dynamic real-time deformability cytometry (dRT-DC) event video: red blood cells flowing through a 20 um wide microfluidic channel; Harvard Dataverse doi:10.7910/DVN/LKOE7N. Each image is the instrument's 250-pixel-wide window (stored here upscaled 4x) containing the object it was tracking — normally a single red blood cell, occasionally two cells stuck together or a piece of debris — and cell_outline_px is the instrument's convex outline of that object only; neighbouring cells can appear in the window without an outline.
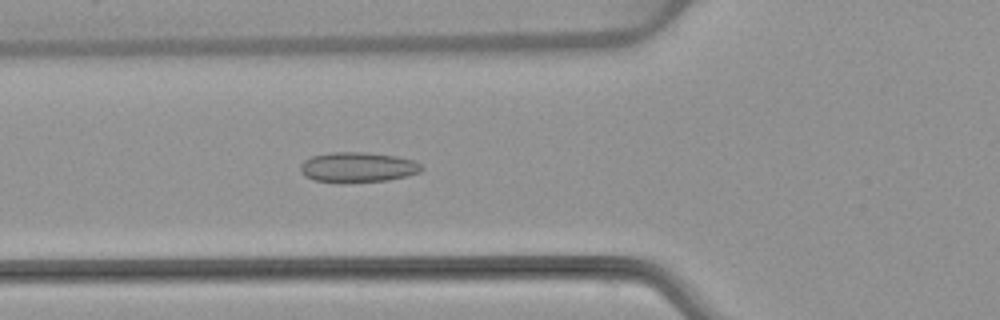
{"species": "common noctule bat (a hibernating species)", "species_latin": "Nyctalus noctula", "temperature_condition": "warm", "stored_images_in_passage": 54, "camera_frame_rate_fps": 3000, "um_per_image_px": 0.085, "animal": {"sex": "female", "body_mass_g": 22.7, "forearm_length_mm": 54.2}, "frame": {"image": 1, "passage_image": 19, "time_ms": 6.0, "image_size_px": [1000, 320], "cell_outline_px": [[424, 168], [420, 172], [408, 176], [388, 180], [348, 184], [340, 184], [312, 180], [304, 176], [300, 172], [300, 164], [304, 160], [312, 156], [328, 152], [364, 152], [396, 156], [412, 160], [420, 164]], "centroid_in_image_um": [30.36, 14.24], "position_along_channel_um": 95.4, "area_um2": 21.91}}
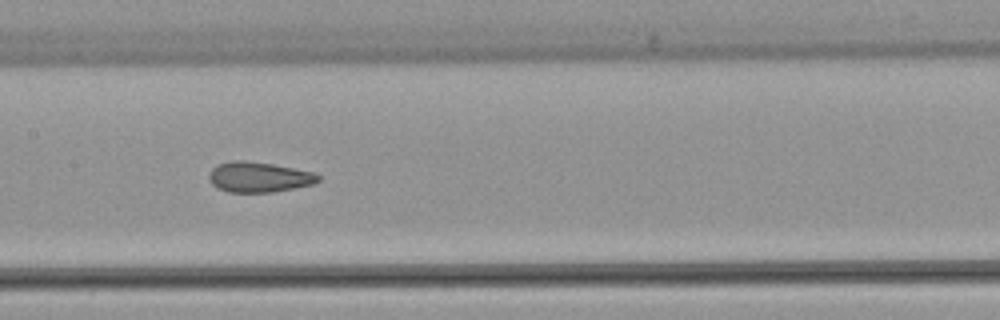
{"frame": {"image": 2, "passage_image": 26, "time_ms": 8.333, "image_size_px": [1000, 320], "cell_outline_px": [[320, 180], [312, 184], [272, 192], [228, 192], [212, 184], [208, 176], [212, 168], [216, 164], [232, 160], [244, 160], [272, 164], [312, 172], [320, 176]], "centroid_in_image_um": [21.96, 15.04], "position_along_channel_um": 185.4, "area_um2": 19.07}}
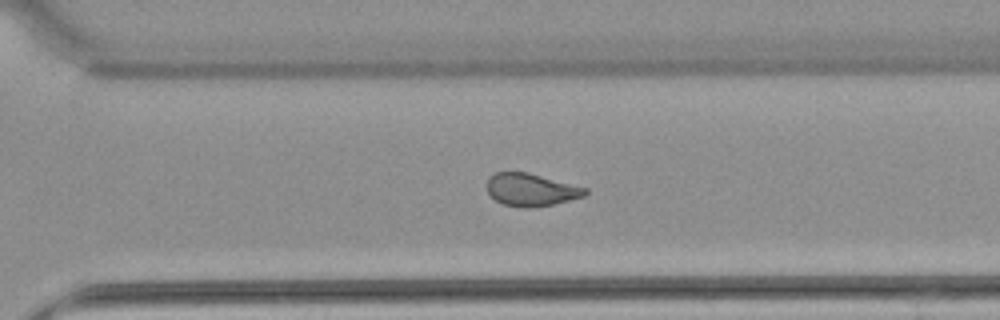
{"frame": {"image": 3, "passage_image": 37, "time_ms": 12.0, "image_size_px": [1000, 320], "cell_outline_px": [[588, 192], [584, 196], [552, 204], [528, 208], [520, 208], [504, 204], [496, 200], [488, 192], [488, 176], [496, 172], [528, 172], [588, 188]], "centroid_in_image_um": [45.14, 16.12], "position_along_channel_um": 325.5, "area_um2": 18.55}, "authors_computed_cell_mechanics": {"area_um2": 20.1144, "velocity_mm_per_s": 3.8344, "shape_relaxation_time_tau1_ms": null, "shape_relaxation_time_tau2_ms": 1.5018, "deformation_change_tau1": null, "deformation_change_tau2": 0.072}}